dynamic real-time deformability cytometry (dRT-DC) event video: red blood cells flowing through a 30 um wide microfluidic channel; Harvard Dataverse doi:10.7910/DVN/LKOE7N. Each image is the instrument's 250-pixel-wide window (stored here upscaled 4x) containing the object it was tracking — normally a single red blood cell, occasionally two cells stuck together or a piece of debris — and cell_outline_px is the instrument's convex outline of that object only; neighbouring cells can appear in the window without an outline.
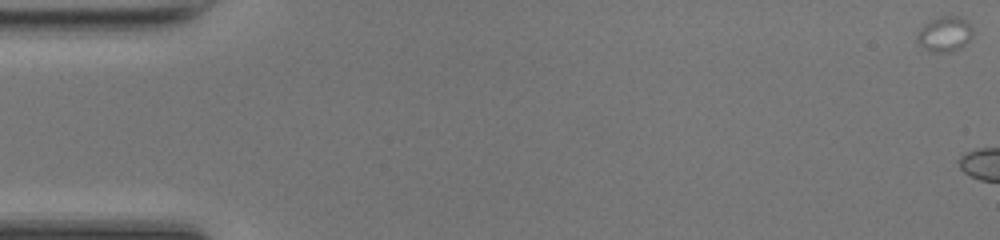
{"species": "common noctule bat (a hibernating species)", "species_latin": "Nyctalus noctula", "temperature_condition": "room temperature", "stored_images_in_passage": 10, "camera_frame_rate_fps": 3000, "um_per_image_px": 0.085, "animal": {"sex": "female", "body_mass_g": 17.0, "forearm_length_mm": 48.0}, "frame": {"image": 1, "passage_image": 1, "time_ms": 0.0, "image_size_px": [1000, 240], "cell_outline_px": [[972, 36], [960, 48], [952, 52], [936, 52], [924, 48], [916, 40], [916, 36], [920, 28], [924, 24], [932, 20], [944, 16], [956, 16], [968, 20], [972, 28]], "centroid_in_image_um": [80.3, 2.89], "position_along_channel_um": 4.7, "area_um2": 11.27}}